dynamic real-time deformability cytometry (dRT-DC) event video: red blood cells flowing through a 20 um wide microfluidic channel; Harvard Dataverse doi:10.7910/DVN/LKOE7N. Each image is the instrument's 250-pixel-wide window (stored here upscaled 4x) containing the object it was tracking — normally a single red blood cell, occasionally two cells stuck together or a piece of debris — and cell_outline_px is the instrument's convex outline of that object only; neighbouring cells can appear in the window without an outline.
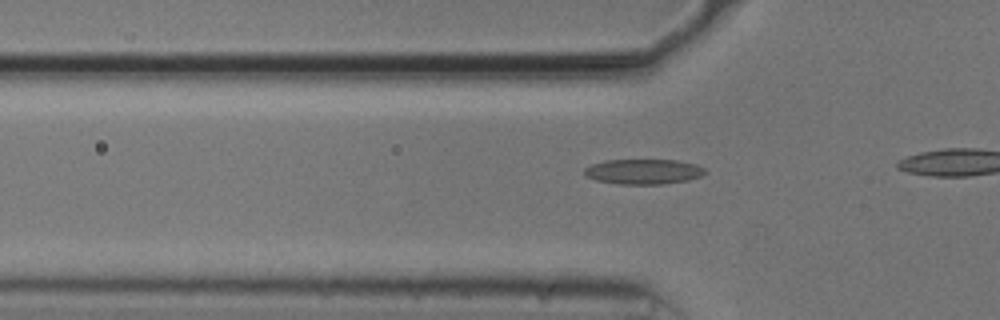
{"species": "common noctule bat (a hibernating species)", "species_latin": "Nyctalus noctula", "temperature_condition": "cold", "stored_images_in_passage": 11, "camera_frame_rate_fps": 3000, "um_per_image_px": 0.085, "animal": {"sex": "male", "body_mass_g": 20.5, "forearm_length_mm": 52.5}, "frame": {"image": 1, "passage_image": 8, "time_ms": 2.333, "image_size_px": [1000, 320], "cell_outline_px": [[708, 172], [700, 176], [688, 180], [664, 184], [620, 184], [596, 180], [584, 176], [584, 168], [592, 164], [604, 160], [676, 160], [696, 164], [704, 168]], "centroid_in_image_um": [54.69, 14.58], "position_along_channel_um": 71.1, "area_um2": 17.74}}